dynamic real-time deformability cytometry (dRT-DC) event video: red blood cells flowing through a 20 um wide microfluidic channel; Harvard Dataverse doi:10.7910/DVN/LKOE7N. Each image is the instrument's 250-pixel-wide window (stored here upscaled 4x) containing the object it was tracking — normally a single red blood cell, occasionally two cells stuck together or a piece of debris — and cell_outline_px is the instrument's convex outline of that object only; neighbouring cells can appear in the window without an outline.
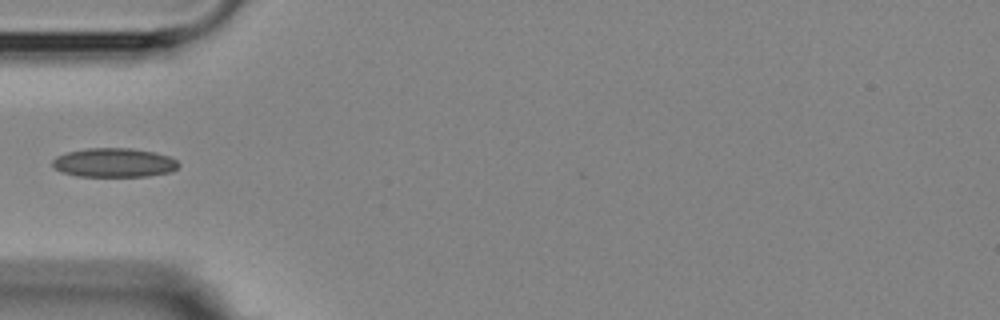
{"species": "Egyptian fruit bat (a non-hibernating species)", "species_latin": "Rousettus aegyptiacus", "temperature_condition": "room temperature", "stored_images_in_passage": 1, "camera_frame_rate_fps": 3000, "um_per_image_px": 0.085, "animal": {"sex": "female"}, "frame": {"image": 1, "passage_image": 1, "time_ms": 0.0, "image_size_px": [1000, 320], "cell_outline_px": [[180, 164], [172, 172], [148, 176], [76, 176], [60, 172], [52, 164], [52, 160], [56, 156], [68, 152], [84, 148], [132, 148], [156, 152], [168, 156], [176, 160]], "centroid_in_image_um": [9.7, 13.82], "position_along_channel_um": 75.3, "area_um2": 21.5}}